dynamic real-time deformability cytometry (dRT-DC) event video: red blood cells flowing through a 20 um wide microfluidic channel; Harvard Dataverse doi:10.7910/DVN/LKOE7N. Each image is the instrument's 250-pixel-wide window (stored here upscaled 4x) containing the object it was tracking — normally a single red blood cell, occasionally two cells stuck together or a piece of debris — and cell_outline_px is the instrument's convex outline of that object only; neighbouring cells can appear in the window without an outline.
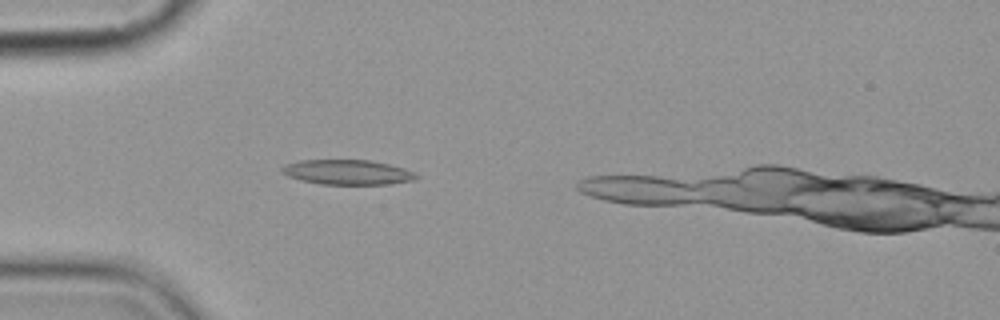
{"species": "common noctule bat (a hibernating species)", "species_latin": "Nyctalus noctula", "temperature_condition": "cold", "stored_images_in_passage": 1, "camera_frame_rate_fps": 3000, "um_per_image_px": 0.085, "animal": {"sex": "female", "body_mass_g": 19.9}, "frame": {"image": 1, "passage_image": 1, "time_ms": 0.0, "image_size_px": [1000, 320], "cell_outline_px": [[420, 176], [416, 180], [384, 184], [320, 184], [300, 180], [288, 176], [280, 172], [280, 168], [284, 164], [300, 160], [368, 160], [388, 164], [404, 168]], "centroid_in_image_um": [29.49, 14.63], "position_along_channel_um": 55.5, "area_um2": 19.48}}